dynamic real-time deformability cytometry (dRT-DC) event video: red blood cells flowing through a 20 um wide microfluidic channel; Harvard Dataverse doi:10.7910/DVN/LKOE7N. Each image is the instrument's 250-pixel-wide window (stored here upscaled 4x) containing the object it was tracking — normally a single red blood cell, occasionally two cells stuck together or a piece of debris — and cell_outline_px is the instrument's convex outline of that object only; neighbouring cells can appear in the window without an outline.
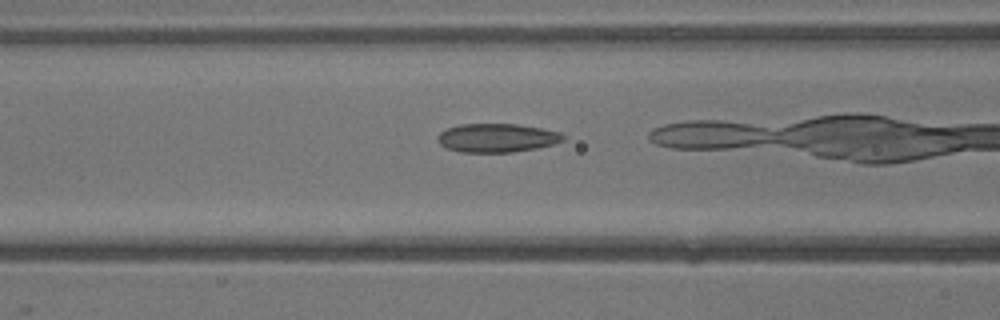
{"species": "common noctule bat (a hibernating species)", "species_latin": "Nyctalus noctula", "temperature_condition": "warm", "stored_images_in_passage": 28, "camera_frame_rate_fps": 3000, "um_per_image_px": 0.085, "animal": {"sex": "male", "body_mass_g": 13.3}, "frame": {"image": 1, "passage_image": 13, "time_ms": 4.0, "image_size_px": [1000, 320], "cell_outline_px": [[564, 140], [552, 144], [536, 148], [512, 152], [460, 152], [448, 148], [440, 144], [436, 140], [436, 136], [440, 132], [448, 128], [460, 124], [516, 124], [540, 128], [560, 132], [564, 136]], "centroid_in_image_um": [42.2, 11.72], "position_along_channel_um": 124.4, "area_um2": 20.87}}
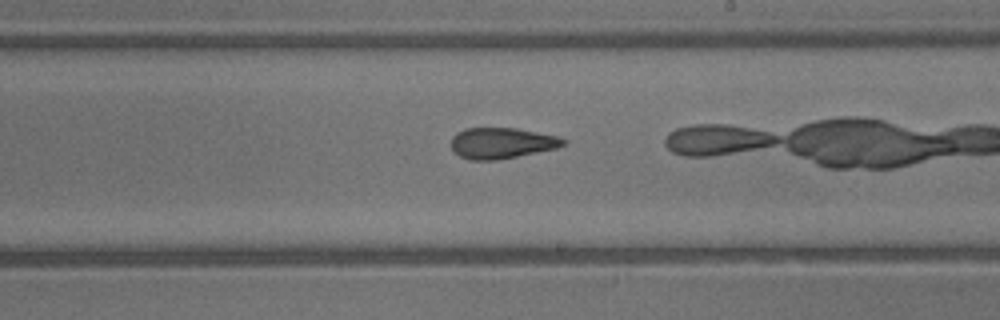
{"frame": {"image": 2, "passage_image": 20, "time_ms": 6.333, "image_size_px": [1000, 320], "cell_outline_px": [[568, 140], [564, 144], [556, 148], [496, 160], [468, 160], [460, 156], [452, 148], [452, 136], [456, 132], [464, 128], [516, 128], [560, 136]], "centroid_in_image_um": [42.65, 12.15], "position_along_channel_um": 246.4, "area_um2": 20.17}}
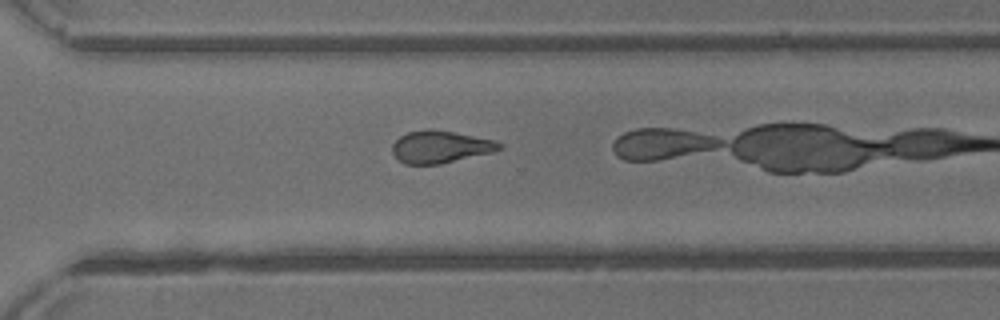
{"frame": {"image": 3, "passage_image": 25, "time_ms": 8.0, "image_size_px": [1000, 320], "cell_outline_px": [[504, 148], [492, 152], [440, 164], [404, 164], [392, 152], [392, 144], [400, 136], [408, 132], [428, 128], [432, 128], [496, 140], [504, 144]], "centroid_in_image_um": [37.45, 12.47], "position_along_channel_um": 333.1, "area_um2": 20.23}}